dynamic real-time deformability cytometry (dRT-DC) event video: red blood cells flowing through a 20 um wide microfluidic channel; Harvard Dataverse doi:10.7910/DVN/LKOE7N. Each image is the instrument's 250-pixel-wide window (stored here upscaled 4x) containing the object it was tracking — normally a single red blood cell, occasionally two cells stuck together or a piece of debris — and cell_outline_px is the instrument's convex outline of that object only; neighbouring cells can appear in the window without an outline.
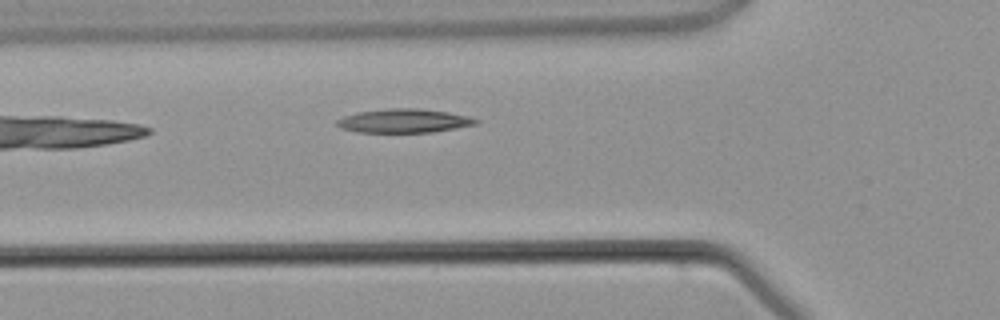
{"species": "common noctule bat (a hibernating species)", "species_latin": "Nyctalus noctula", "temperature_condition": "warm", "stored_images_in_passage": 3, "camera_frame_rate_fps": 3000, "um_per_image_px": 0.085, "animal": {"sex": "male", "body_mass_g": 21.5, "forearm_length_mm": 52.0}, "frame": {"image": 1, "passage_image": 3, "time_ms": 2.667, "image_size_px": [1000, 320], "cell_outline_px": [[480, 120], [476, 124], [456, 128], [432, 132], [356, 132], [340, 128], [336, 124], [336, 120], [344, 116], [356, 112], [388, 108], [420, 108], [448, 112], [468, 116]], "centroid_in_image_um": [34.31, 10.26], "position_along_channel_um": 91.5, "area_um2": 19.36}}